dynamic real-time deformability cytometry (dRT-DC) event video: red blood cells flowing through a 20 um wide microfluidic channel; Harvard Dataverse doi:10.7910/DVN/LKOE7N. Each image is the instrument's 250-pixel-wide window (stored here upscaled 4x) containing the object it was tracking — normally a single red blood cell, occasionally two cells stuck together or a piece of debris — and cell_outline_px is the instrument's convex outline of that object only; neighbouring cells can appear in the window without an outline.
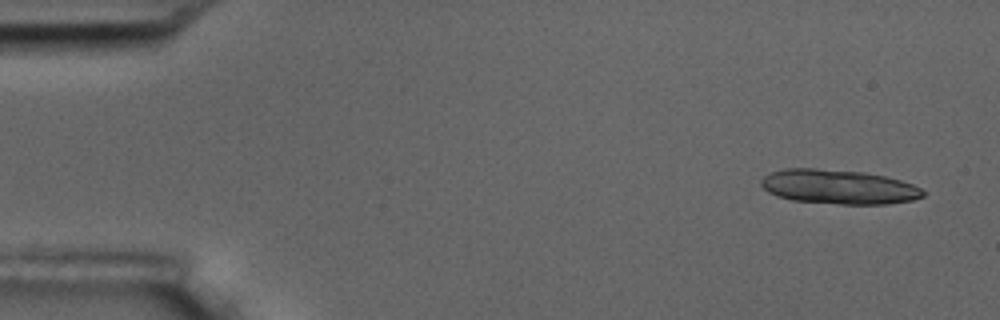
{"species": "common noctule bat (a hibernating species)", "species_latin": "Nyctalus noctula", "temperature_condition": "room temperature", "stored_images_in_passage": 5, "camera_frame_rate_fps": 3000, "um_per_image_px": 0.085, "animal": {"sex": "male", "body_mass_g": 17.5, "forearm_length_mm": 52.3}, "frame": {"image": 1, "passage_image": 1, "time_ms": 0.0, "image_size_px": [1000, 320], "cell_outline_px": [[924, 196], [912, 200], [888, 204], [840, 204], [792, 200], [776, 196], [768, 192], [760, 184], [760, 180], [764, 176], [772, 172], [784, 168], [816, 168], [864, 172], [884, 176], [900, 180], [912, 184], [920, 188], [924, 192]], "centroid_in_image_um": [71.25, 15.88], "position_along_channel_um": 13.7, "area_um2": 32.48}}
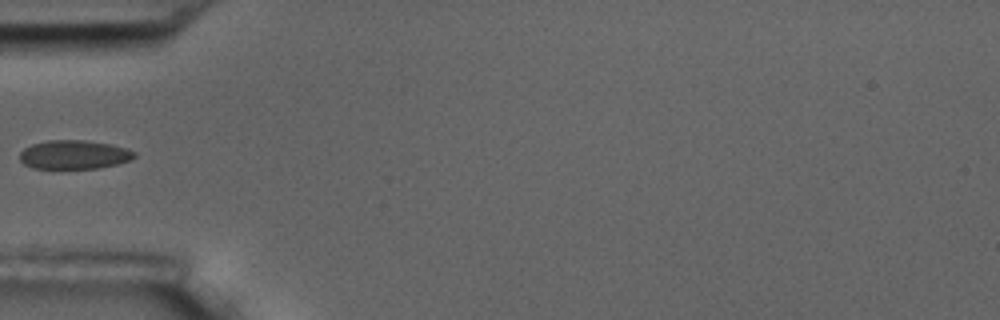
{"frame": {"image": 2, "passage_image": 5, "time_ms": 5.333, "image_size_px": [1000, 320], "cell_outline_px": [[136, 156], [132, 160], [120, 164], [96, 168], [32, 168], [24, 164], [20, 160], [20, 152], [24, 148], [32, 144], [48, 140], [84, 140], [112, 144], [136, 152]], "centroid_in_image_um": [6.32, 13.14], "position_along_channel_um": 78.7, "area_um2": 19.36}}